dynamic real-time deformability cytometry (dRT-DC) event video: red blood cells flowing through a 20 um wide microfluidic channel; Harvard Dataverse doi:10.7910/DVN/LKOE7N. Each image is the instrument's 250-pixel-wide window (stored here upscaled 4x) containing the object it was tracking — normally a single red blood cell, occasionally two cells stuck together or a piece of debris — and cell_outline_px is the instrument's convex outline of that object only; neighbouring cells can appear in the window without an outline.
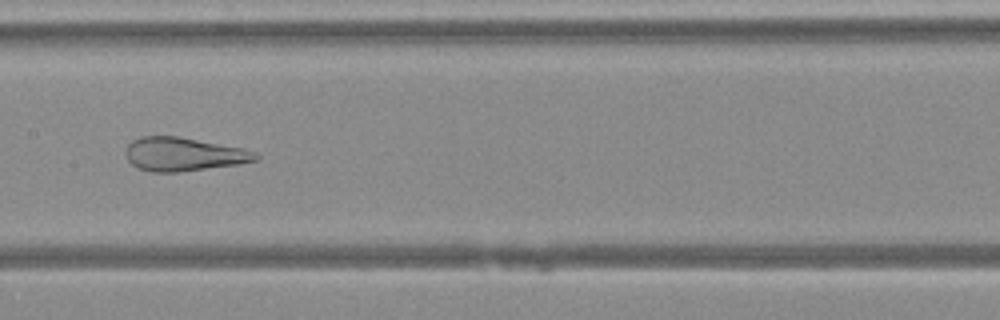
{"species": "Egyptian fruit bat (a non-hibernating species)", "species_latin": "Rousettus aegyptiacus", "temperature_condition": "warm", "stored_images_in_passage": 36, "camera_frame_rate_fps": 3000, "um_per_image_px": 0.085, "animal": {"sex": "female"}, "frame": {"image": 1, "passage_image": 15, "time_ms": 4.667, "image_size_px": [1000, 320], "cell_outline_px": [[260, 160], [240, 164], [180, 172], [148, 172], [136, 168], [128, 160], [124, 152], [128, 144], [132, 140], [140, 136], [176, 136], [244, 148], [256, 152], [260, 156]], "centroid_in_image_um": [15.6, 13.12], "position_along_channel_um": 191.8, "area_um2": 25.78}}
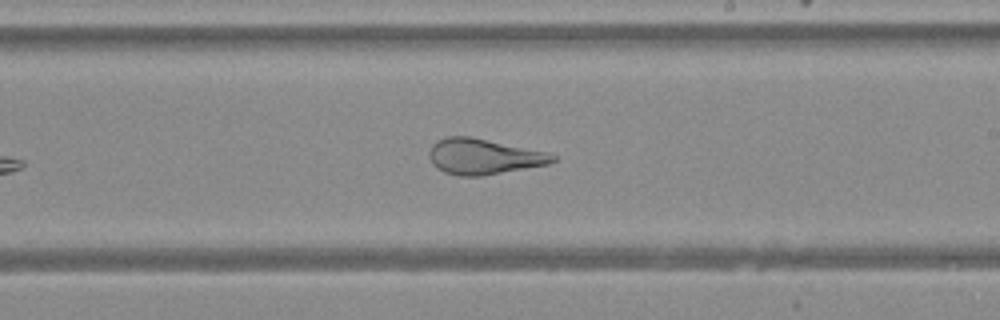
{"frame": {"image": 2, "passage_image": 19, "time_ms": 6.0, "image_size_px": [1000, 320], "cell_outline_px": [[556, 160], [548, 164], [480, 176], [460, 176], [444, 172], [436, 168], [432, 164], [428, 156], [428, 152], [432, 144], [436, 140], [448, 136], [472, 136], [544, 152], [556, 156]], "centroid_in_image_um": [41.02, 13.3], "position_along_channel_um": 248.0, "area_um2": 25.49}}
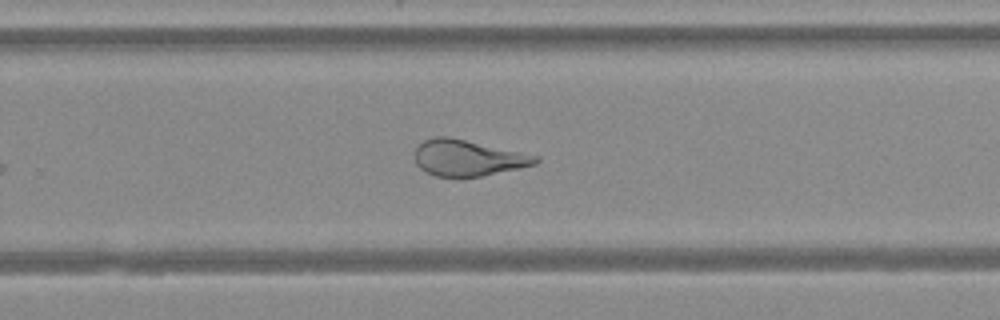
{"frame": {"image": 3, "passage_image": 22, "time_ms": 7.0, "image_size_px": [1000, 320], "cell_outline_px": [[540, 160], [536, 164], [480, 176], [436, 176], [420, 168], [416, 164], [416, 148], [424, 140], [436, 136], [448, 136], [540, 156]], "centroid_in_image_um": [39.78, 13.41], "position_along_channel_um": 290.0, "area_um2": 24.97}}